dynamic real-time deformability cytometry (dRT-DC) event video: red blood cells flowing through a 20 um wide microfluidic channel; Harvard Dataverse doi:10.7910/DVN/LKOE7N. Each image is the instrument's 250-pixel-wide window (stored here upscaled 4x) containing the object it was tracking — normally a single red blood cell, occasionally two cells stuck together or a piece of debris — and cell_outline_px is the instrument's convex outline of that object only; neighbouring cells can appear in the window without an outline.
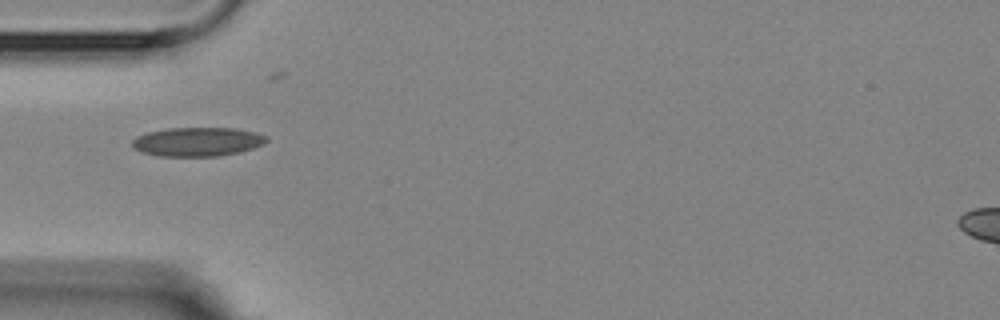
{"species": "Egyptian fruit bat (a non-hibernating species)", "species_latin": "Rousettus aegyptiacus", "temperature_condition": "room temperature", "stored_images_in_passage": 2, "camera_frame_rate_fps": 3000, "um_per_image_px": 0.085, "animal": {"sex": "female"}, "frame": {"image": 1, "passage_image": 2, "time_ms": 1.667, "image_size_px": [1000, 320], "cell_outline_px": [[268, 140], [264, 144], [240, 152], [216, 156], [160, 156], [144, 152], [136, 148], [132, 144], [132, 140], [136, 136], [148, 132], [168, 128], [236, 128], [256, 132], [268, 136]], "centroid_in_image_um": [16.83, 12.04], "position_along_channel_um": 68.2, "area_um2": 22.6}}